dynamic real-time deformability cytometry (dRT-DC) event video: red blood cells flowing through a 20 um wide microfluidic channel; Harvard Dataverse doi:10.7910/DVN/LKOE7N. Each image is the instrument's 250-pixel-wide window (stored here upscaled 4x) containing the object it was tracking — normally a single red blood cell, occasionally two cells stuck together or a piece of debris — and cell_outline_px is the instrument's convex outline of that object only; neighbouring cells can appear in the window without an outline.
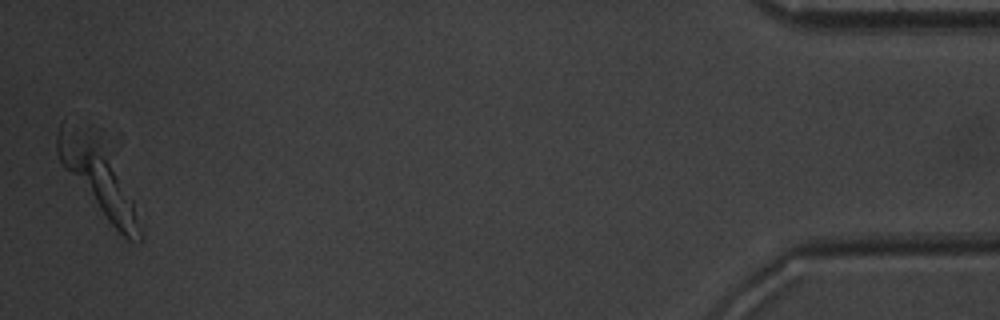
{"species": "common noctule bat (a hibernating species)", "species_latin": "Nyctalus noctula", "temperature_condition": "warm", "stored_images_in_passage": 52, "camera_frame_rate_fps": 3000, "um_per_image_px": 0.085, "animal": {"sex": "male", "body_mass_g": 20.1, "forearm_length_mm": 53.5}, "frame": {"image": 1, "passage_image": 52, "time_ms": 17.0, "image_size_px": [1000, 320], "cell_outline_px": [[140, 240], [128, 240], [108, 220], [64, 168], [56, 152], [56, 136], [60, 124], [100, 128], [132, 200], [140, 232]], "centroid_in_image_um": [8.3, 14.91], "position_along_channel_um": 426.9, "area_um2": 34.39}}